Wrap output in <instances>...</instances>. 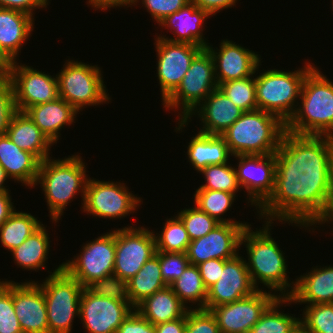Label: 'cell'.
Instances as JSON below:
<instances>
[{
  "label": "cell",
  "mask_w": 333,
  "mask_h": 333,
  "mask_svg": "<svg viewBox=\"0 0 333 333\" xmlns=\"http://www.w3.org/2000/svg\"><path fill=\"white\" fill-rule=\"evenodd\" d=\"M9 179L4 168L0 165V193L1 192H10L9 188L6 189L5 182Z\"/></svg>",
  "instance_id": "54"
},
{
  "label": "cell",
  "mask_w": 333,
  "mask_h": 333,
  "mask_svg": "<svg viewBox=\"0 0 333 333\" xmlns=\"http://www.w3.org/2000/svg\"><path fill=\"white\" fill-rule=\"evenodd\" d=\"M76 255L63 262L62 268L83 287L113 286L115 229L84 243Z\"/></svg>",
  "instance_id": "8"
},
{
  "label": "cell",
  "mask_w": 333,
  "mask_h": 333,
  "mask_svg": "<svg viewBox=\"0 0 333 333\" xmlns=\"http://www.w3.org/2000/svg\"><path fill=\"white\" fill-rule=\"evenodd\" d=\"M156 253L154 231L144 226L115 230L113 286L122 287Z\"/></svg>",
  "instance_id": "12"
},
{
  "label": "cell",
  "mask_w": 333,
  "mask_h": 333,
  "mask_svg": "<svg viewBox=\"0 0 333 333\" xmlns=\"http://www.w3.org/2000/svg\"><path fill=\"white\" fill-rule=\"evenodd\" d=\"M293 301L289 297H278L262 314L249 333H292L300 326V318L284 313L279 308L290 306Z\"/></svg>",
  "instance_id": "35"
},
{
  "label": "cell",
  "mask_w": 333,
  "mask_h": 333,
  "mask_svg": "<svg viewBox=\"0 0 333 333\" xmlns=\"http://www.w3.org/2000/svg\"><path fill=\"white\" fill-rule=\"evenodd\" d=\"M275 155L274 190L257 209L258 219L314 232L332 200L333 137L286 131Z\"/></svg>",
  "instance_id": "1"
},
{
  "label": "cell",
  "mask_w": 333,
  "mask_h": 333,
  "mask_svg": "<svg viewBox=\"0 0 333 333\" xmlns=\"http://www.w3.org/2000/svg\"><path fill=\"white\" fill-rule=\"evenodd\" d=\"M157 54V77L159 80L162 103L177 89L191 61L204 49L190 43L171 42L155 38Z\"/></svg>",
  "instance_id": "15"
},
{
  "label": "cell",
  "mask_w": 333,
  "mask_h": 333,
  "mask_svg": "<svg viewBox=\"0 0 333 333\" xmlns=\"http://www.w3.org/2000/svg\"><path fill=\"white\" fill-rule=\"evenodd\" d=\"M134 309L122 287H84L79 319L88 333H116Z\"/></svg>",
  "instance_id": "7"
},
{
  "label": "cell",
  "mask_w": 333,
  "mask_h": 333,
  "mask_svg": "<svg viewBox=\"0 0 333 333\" xmlns=\"http://www.w3.org/2000/svg\"><path fill=\"white\" fill-rule=\"evenodd\" d=\"M156 333H185L186 314L174 321L154 325Z\"/></svg>",
  "instance_id": "52"
},
{
  "label": "cell",
  "mask_w": 333,
  "mask_h": 333,
  "mask_svg": "<svg viewBox=\"0 0 333 333\" xmlns=\"http://www.w3.org/2000/svg\"><path fill=\"white\" fill-rule=\"evenodd\" d=\"M170 287L188 309H195V307L205 309L208 290L198 266L189 264L181 276L170 284ZM188 303H192V307L187 305ZM194 304L197 306L193 307Z\"/></svg>",
  "instance_id": "33"
},
{
  "label": "cell",
  "mask_w": 333,
  "mask_h": 333,
  "mask_svg": "<svg viewBox=\"0 0 333 333\" xmlns=\"http://www.w3.org/2000/svg\"><path fill=\"white\" fill-rule=\"evenodd\" d=\"M6 135L19 148L34 154L41 162L51 157L53 144L25 112L16 111Z\"/></svg>",
  "instance_id": "28"
},
{
  "label": "cell",
  "mask_w": 333,
  "mask_h": 333,
  "mask_svg": "<svg viewBox=\"0 0 333 333\" xmlns=\"http://www.w3.org/2000/svg\"><path fill=\"white\" fill-rule=\"evenodd\" d=\"M44 226L43 224L20 246L11 251L14 263L22 269L38 271L46 268L51 241Z\"/></svg>",
  "instance_id": "32"
},
{
  "label": "cell",
  "mask_w": 333,
  "mask_h": 333,
  "mask_svg": "<svg viewBox=\"0 0 333 333\" xmlns=\"http://www.w3.org/2000/svg\"><path fill=\"white\" fill-rule=\"evenodd\" d=\"M128 188L120 181H100L89 177L82 212L93 215L96 219L98 217L115 220L134 213L143 201Z\"/></svg>",
  "instance_id": "13"
},
{
  "label": "cell",
  "mask_w": 333,
  "mask_h": 333,
  "mask_svg": "<svg viewBox=\"0 0 333 333\" xmlns=\"http://www.w3.org/2000/svg\"><path fill=\"white\" fill-rule=\"evenodd\" d=\"M163 228L155 233L156 251L186 253L191 240L181 219L176 215L166 218Z\"/></svg>",
  "instance_id": "37"
},
{
  "label": "cell",
  "mask_w": 333,
  "mask_h": 333,
  "mask_svg": "<svg viewBox=\"0 0 333 333\" xmlns=\"http://www.w3.org/2000/svg\"><path fill=\"white\" fill-rule=\"evenodd\" d=\"M116 333H156L155 327L136 309L122 322Z\"/></svg>",
  "instance_id": "47"
},
{
  "label": "cell",
  "mask_w": 333,
  "mask_h": 333,
  "mask_svg": "<svg viewBox=\"0 0 333 333\" xmlns=\"http://www.w3.org/2000/svg\"><path fill=\"white\" fill-rule=\"evenodd\" d=\"M101 69L98 65L66 60L61 71L56 74L59 97L79 113L88 106L109 103L111 98L106 92Z\"/></svg>",
  "instance_id": "10"
},
{
  "label": "cell",
  "mask_w": 333,
  "mask_h": 333,
  "mask_svg": "<svg viewBox=\"0 0 333 333\" xmlns=\"http://www.w3.org/2000/svg\"><path fill=\"white\" fill-rule=\"evenodd\" d=\"M49 3V0H0V7L17 10L35 17V9L46 8Z\"/></svg>",
  "instance_id": "49"
},
{
  "label": "cell",
  "mask_w": 333,
  "mask_h": 333,
  "mask_svg": "<svg viewBox=\"0 0 333 333\" xmlns=\"http://www.w3.org/2000/svg\"><path fill=\"white\" fill-rule=\"evenodd\" d=\"M219 45V49L210 44L206 47L214 62L218 86L226 81L252 76L259 70L262 60L260 54L228 39L221 40Z\"/></svg>",
  "instance_id": "20"
},
{
  "label": "cell",
  "mask_w": 333,
  "mask_h": 333,
  "mask_svg": "<svg viewBox=\"0 0 333 333\" xmlns=\"http://www.w3.org/2000/svg\"><path fill=\"white\" fill-rule=\"evenodd\" d=\"M321 267H312L310 272L295 279V289L289 296L293 304L333 303V266Z\"/></svg>",
  "instance_id": "25"
},
{
  "label": "cell",
  "mask_w": 333,
  "mask_h": 333,
  "mask_svg": "<svg viewBox=\"0 0 333 333\" xmlns=\"http://www.w3.org/2000/svg\"><path fill=\"white\" fill-rule=\"evenodd\" d=\"M224 264L223 259H211L197 265L207 290L219 280Z\"/></svg>",
  "instance_id": "48"
},
{
  "label": "cell",
  "mask_w": 333,
  "mask_h": 333,
  "mask_svg": "<svg viewBox=\"0 0 333 333\" xmlns=\"http://www.w3.org/2000/svg\"><path fill=\"white\" fill-rule=\"evenodd\" d=\"M247 226V222L219 223L207 235L192 240L186 251L189 263L197 266L211 259L235 257L241 249V236Z\"/></svg>",
  "instance_id": "18"
},
{
  "label": "cell",
  "mask_w": 333,
  "mask_h": 333,
  "mask_svg": "<svg viewBox=\"0 0 333 333\" xmlns=\"http://www.w3.org/2000/svg\"><path fill=\"white\" fill-rule=\"evenodd\" d=\"M42 225L43 223L31 213L15 210L0 226V242L5 249L11 252Z\"/></svg>",
  "instance_id": "34"
},
{
  "label": "cell",
  "mask_w": 333,
  "mask_h": 333,
  "mask_svg": "<svg viewBox=\"0 0 333 333\" xmlns=\"http://www.w3.org/2000/svg\"><path fill=\"white\" fill-rule=\"evenodd\" d=\"M4 71L13 85L17 111L24 112L28 107L52 102L59 97L57 76L17 61L11 62Z\"/></svg>",
  "instance_id": "14"
},
{
  "label": "cell",
  "mask_w": 333,
  "mask_h": 333,
  "mask_svg": "<svg viewBox=\"0 0 333 333\" xmlns=\"http://www.w3.org/2000/svg\"><path fill=\"white\" fill-rule=\"evenodd\" d=\"M211 17L204 9L198 8L193 3H188L179 11L168 15L159 23V27L167 28L174 37L170 38L165 35H157L162 39L171 42L190 43L196 46L206 48L210 43L207 42L203 35V24Z\"/></svg>",
  "instance_id": "24"
},
{
  "label": "cell",
  "mask_w": 333,
  "mask_h": 333,
  "mask_svg": "<svg viewBox=\"0 0 333 333\" xmlns=\"http://www.w3.org/2000/svg\"><path fill=\"white\" fill-rule=\"evenodd\" d=\"M185 333H221L210 310L189 309L186 312Z\"/></svg>",
  "instance_id": "45"
},
{
  "label": "cell",
  "mask_w": 333,
  "mask_h": 333,
  "mask_svg": "<svg viewBox=\"0 0 333 333\" xmlns=\"http://www.w3.org/2000/svg\"><path fill=\"white\" fill-rule=\"evenodd\" d=\"M258 288L253 284L246 259L237 254L225 260L219 280L207 292L206 310L233 303L254 294Z\"/></svg>",
  "instance_id": "19"
},
{
  "label": "cell",
  "mask_w": 333,
  "mask_h": 333,
  "mask_svg": "<svg viewBox=\"0 0 333 333\" xmlns=\"http://www.w3.org/2000/svg\"><path fill=\"white\" fill-rule=\"evenodd\" d=\"M238 0H190L198 8L204 9L211 16L216 15L223 9L234 7Z\"/></svg>",
  "instance_id": "50"
},
{
  "label": "cell",
  "mask_w": 333,
  "mask_h": 333,
  "mask_svg": "<svg viewBox=\"0 0 333 333\" xmlns=\"http://www.w3.org/2000/svg\"><path fill=\"white\" fill-rule=\"evenodd\" d=\"M216 88L214 62L210 52L204 48L191 61L182 82L162 105L167 111L180 109L177 117L185 119Z\"/></svg>",
  "instance_id": "11"
},
{
  "label": "cell",
  "mask_w": 333,
  "mask_h": 333,
  "mask_svg": "<svg viewBox=\"0 0 333 333\" xmlns=\"http://www.w3.org/2000/svg\"><path fill=\"white\" fill-rule=\"evenodd\" d=\"M263 222V226L259 229L253 231L250 224L242 233L240 245L244 244L246 247L247 269L258 290L261 283L270 291H274L277 296L289 297L295 289L296 282H291L287 276L289 271H287L285 253L271 236L273 222Z\"/></svg>",
  "instance_id": "2"
},
{
  "label": "cell",
  "mask_w": 333,
  "mask_h": 333,
  "mask_svg": "<svg viewBox=\"0 0 333 333\" xmlns=\"http://www.w3.org/2000/svg\"><path fill=\"white\" fill-rule=\"evenodd\" d=\"M286 124L262 110L244 112L221 136L232 156L269 155L279 148Z\"/></svg>",
  "instance_id": "5"
},
{
  "label": "cell",
  "mask_w": 333,
  "mask_h": 333,
  "mask_svg": "<svg viewBox=\"0 0 333 333\" xmlns=\"http://www.w3.org/2000/svg\"><path fill=\"white\" fill-rule=\"evenodd\" d=\"M49 274L44 282L36 281L44 293L49 333H72L74 319L79 318L84 287L62 268V264Z\"/></svg>",
  "instance_id": "9"
},
{
  "label": "cell",
  "mask_w": 333,
  "mask_h": 333,
  "mask_svg": "<svg viewBox=\"0 0 333 333\" xmlns=\"http://www.w3.org/2000/svg\"><path fill=\"white\" fill-rule=\"evenodd\" d=\"M0 333H23L15 315L12 281L0 279Z\"/></svg>",
  "instance_id": "42"
},
{
  "label": "cell",
  "mask_w": 333,
  "mask_h": 333,
  "mask_svg": "<svg viewBox=\"0 0 333 333\" xmlns=\"http://www.w3.org/2000/svg\"><path fill=\"white\" fill-rule=\"evenodd\" d=\"M12 297L23 333H49L44 293L35 281H12Z\"/></svg>",
  "instance_id": "22"
},
{
  "label": "cell",
  "mask_w": 333,
  "mask_h": 333,
  "mask_svg": "<svg viewBox=\"0 0 333 333\" xmlns=\"http://www.w3.org/2000/svg\"><path fill=\"white\" fill-rule=\"evenodd\" d=\"M16 111L11 79L2 70L0 72V135H6L11 117Z\"/></svg>",
  "instance_id": "43"
},
{
  "label": "cell",
  "mask_w": 333,
  "mask_h": 333,
  "mask_svg": "<svg viewBox=\"0 0 333 333\" xmlns=\"http://www.w3.org/2000/svg\"><path fill=\"white\" fill-rule=\"evenodd\" d=\"M78 154L56 160L49 157L40 163L35 186L40 184L44 192L52 223L59 222L76 194L81 193L83 205L89 176L86 163Z\"/></svg>",
  "instance_id": "4"
},
{
  "label": "cell",
  "mask_w": 333,
  "mask_h": 333,
  "mask_svg": "<svg viewBox=\"0 0 333 333\" xmlns=\"http://www.w3.org/2000/svg\"><path fill=\"white\" fill-rule=\"evenodd\" d=\"M300 325L308 333H333V303L305 305Z\"/></svg>",
  "instance_id": "40"
},
{
  "label": "cell",
  "mask_w": 333,
  "mask_h": 333,
  "mask_svg": "<svg viewBox=\"0 0 333 333\" xmlns=\"http://www.w3.org/2000/svg\"><path fill=\"white\" fill-rule=\"evenodd\" d=\"M315 66L305 61L303 68L294 71L274 68L255 75L258 109L278 116L286 124L297 109L306 75Z\"/></svg>",
  "instance_id": "6"
},
{
  "label": "cell",
  "mask_w": 333,
  "mask_h": 333,
  "mask_svg": "<svg viewBox=\"0 0 333 333\" xmlns=\"http://www.w3.org/2000/svg\"><path fill=\"white\" fill-rule=\"evenodd\" d=\"M135 0H87V4H89L91 7H93V10H101V11H107L110 8H120V7H132ZM128 6V7H127Z\"/></svg>",
  "instance_id": "51"
},
{
  "label": "cell",
  "mask_w": 333,
  "mask_h": 333,
  "mask_svg": "<svg viewBox=\"0 0 333 333\" xmlns=\"http://www.w3.org/2000/svg\"><path fill=\"white\" fill-rule=\"evenodd\" d=\"M138 2L142 3L143 8H146L151 15L152 20L154 19L153 21H156L159 25L168 15L179 11L190 3V0H135L133 6H136Z\"/></svg>",
  "instance_id": "46"
},
{
  "label": "cell",
  "mask_w": 333,
  "mask_h": 333,
  "mask_svg": "<svg viewBox=\"0 0 333 333\" xmlns=\"http://www.w3.org/2000/svg\"><path fill=\"white\" fill-rule=\"evenodd\" d=\"M54 144L60 137V130L66 125L75 123L78 111L64 99L58 97L52 102H46L28 107L24 111Z\"/></svg>",
  "instance_id": "27"
},
{
  "label": "cell",
  "mask_w": 333,
  "mask_h": 333,
  "mask_svg": "<svg viewBox=\"0 0 333 333\" xmlns=\"http://www.w3.org/2000/svg\"><path fill=\"white\" fill-rule=\"evenodd\" d=\"M255 73L252 76L226 81L218 88L244 112L257 110Z\"/></svg>",
  "instance_id": "39"
},
{
  "label": "cell",
  "mask_w": 333,
  "mask_h": 333,
  "mask_svg": "<svg viewBox=\"0 0 333 333\" xmlns=\"http://www.w3.org/2000/svg\"><path fill=\"white\" fill-rule=\"evenodd\" d=\"M166 286L161 275L159 257L155 254L122 286V290L128 301L136 307L146 297Z\"/></svg>",
  "instance_id": "31"
},
{
  "label": "cell",
  "mask_w": 333,
  "mask_h": 333,
  "mask_svg": "<svg viewBox=\"0 0 333 333\" xmlns=\"http://www.w3.org/2000/svg\"><path fill=\"white\" fill-rule=\"evenodd\" d=\"M155 254L159 257L161 275L167 286L178 279L190 264L186 253L156 251Z\"/></svg>",
  "instance_id": "44"
},
{
  "label": "cell",
  "mask_w": 333,
  "mask_h": 333,
  "mask_svg": "<svg viewBox=\"0 0 333 333\" xmlns=\"http://www.w3.org/2000/svg\"><path fill=\"white\" fill-rule=\"evenodd\" d=\"M244 111L238 108L219 88L212 91L185 119H178L175 132L182 129L192 121L193 115L200 118L201 127L198 131L210 135H221L226 131Z\"/></svg>",
  "instance_id": "21"
},
{
  "label": "cell",
  "mask_w": 333,
  "mask_h": 333,
  "mask_svg": "<svg viewBox=\"0 0 333 333\" xmlns=\"http://www.w3.org/2000/svg\"><path fill=\"white\" fill-rule=\"evenodd\" d=\"M34 17L0 7V69L17 60L24 43L34 29Z\"/></svg>",
  "instance_id": "23"
},
{
  "label": "cell",
  "mask_w": 333,
  "mask_h": 333,
  "mask_svg": "<svg viewBox=\"0 0 333 333\" xmlns=\"http://www.w3.org/2000/svg\"><path fill=\"white\" fill-rule=\"evenodd\" d=\"M199 174L204 175L205 184H202L198 189L220 190L229 193L241 191L236 171L230 162L225 164L209 165L202 169ZM240 190V191H239Z\"/></svg>",
  "instance_id": "38"
},
{
  "label": "cell",
  "mask_w": 333,
  "mask_h": 333,
  "mask_svg": "<svg viewBox=\"0 0 333 333\" xmlns=\"http://www.w3.org/2000/svg\"><path fill=\"white\" fill-rule=\"evenodd\" d=\"M40 163L34 154L19 148L7 135H0V165L10 179L34 188Z\"/></svg>",
  "instance_id": "26"
},
{
  "label": "cell",
  "mask_w": 333,
  "mask_h": 333,
  "mask_svg": "<svg viewBox=\"0 0 333 333\" xmlns=\"http://www.w3.org/2000/svg\"><path fill=\"white\" fill-rule=\"evenodd\" d=\"M236 176L240 187L247 191V205L259 208L273 193L276 155H236Z\"/></svg>",
  "instance_id": "16"
},
{
  "label": "cell",
  "mask_w": 333,
  "mask_h": 333,
  "mask_svg": "<svg viewBox=\"0 0 333 333\" xmlns=\"http://www.w3.org/2000/svg\"><path fill=\"white\" fill-rule=\"evenodd\" d=\"M292 333H308L301 325Z\"/></svg>",
  "instance_id": "56"
},
{
  "label": "cell",
  "mask_w": 333,
  "mask_h": 333,
  "mask_svg": "<svg viewBox=\"0 0 333 333\" xmlns=\"http://www.w3.org/2000/svg\"><path fill=\"white\" fill-rule=\"evenodd\" d=\"M188 232L190 240L199 239L207 235L219 223L197 206L184 208L177 213Z\"/></svg>",
  "instance_id": "41"
},
{
  "label": "cell",
  "mask_w": 333,
  "mask_h": 333,
  "mask_svg": "<svg viewBox=\"0 0 333 333\" xmlns=\"http://www.w3.org/2000/svg\"><path fill=\"white\" fill-rule=\"evenodd\" d=\"M233 303L210 309L221 333H249L266 309L279 297L270 290H262Z\"/></svg>",
  "instance_id": "17"
},
{
  "label": "cell",
  "mask_w": 333,
  "mask_h": 333,
  "mask_svg": "<svg viewBox=\"0 0 333 333\" xmlns=\"http://www.w3.org/2000/svg\"><path fill=\"white\" fill-rule=\"evenodd\" d=\"M330 222H333V194H332V200L330 203L329 210H328L326 216L323 218V220L318 225H322L325 223L330 224Z\"/></svg>",
  "instance_id": "55"
},
{
  "label": "cell",
  "mask_w": 333,
  "mask_h": 333,
  "mask_svg": "<svg viewBox=\"0 0 333 333\" xmlns=\"http://www.w3.org/2000/svg\"><path fill=\"white\" fill-rule=\"evenodd\" d=\"M135 309L153 325L177 320L189 310L170 286L146 297Z\"/></svg>",
  "instance_id": "30"
},
{
  "label": "cell",
  "mask_w": 333,
  "mask_h": 333,
  "mask_svg": "<svg viewBox=\"0 0 333 333\" xmlns=\"http://www.w3.org/2000/svg\"><path fill=\"white\" fill-rule=\"evenodd\" d=\"M10 192L0 193V226L10 217L16 210L12 202Z\"/></svg>",
  "instance_id": "53"
},
{
  "label": "cell",
  "mask_w": 333,
  "mask_h": 333,
  "mask_svg": "<svg viewBox=\"0 0 333 333\" xmlns=\"http://www.w3.org/2000/svg\"><path fill=\"white\" fill-rule=\"evenodd\" d=\"M188 143L187 159L197 173L209 165L228 163L232 156L221 135H210L198 131Z\"/></svg>",
  "instance_id": "29"
},
{
  "label": "cell",
  "mask_w": 333,
  "mask_h": 333,
  "mask_svg": "<svg viewBox=\"0 0 333 333\" xmlns=\"http://www.w3.org/2000/svg\"><path fill=\"white\" fill-rule=\"evenodd\" d=\"M194 193L195 206L214 218L218 223H242L240 220L223 218L236 200L234 193L209 189H196Z\"/></svg>",
  "instance_id": "36"
},
{
  "label": "cell",
  "mask_w": 333,
  "mask_h": 333,
  "mask_svg": "<svg viewBox=\"0 0 333 333\" xmlns=\"http://www.w3.org/2000/svg\"><path fill=\"white\" fill-rule=\"evenodd\" d=\"M299 100L286 131L333 137V82L317 66L306 75Z\"/></svg>",
  "instance_id": "3"
}]
</instances>
